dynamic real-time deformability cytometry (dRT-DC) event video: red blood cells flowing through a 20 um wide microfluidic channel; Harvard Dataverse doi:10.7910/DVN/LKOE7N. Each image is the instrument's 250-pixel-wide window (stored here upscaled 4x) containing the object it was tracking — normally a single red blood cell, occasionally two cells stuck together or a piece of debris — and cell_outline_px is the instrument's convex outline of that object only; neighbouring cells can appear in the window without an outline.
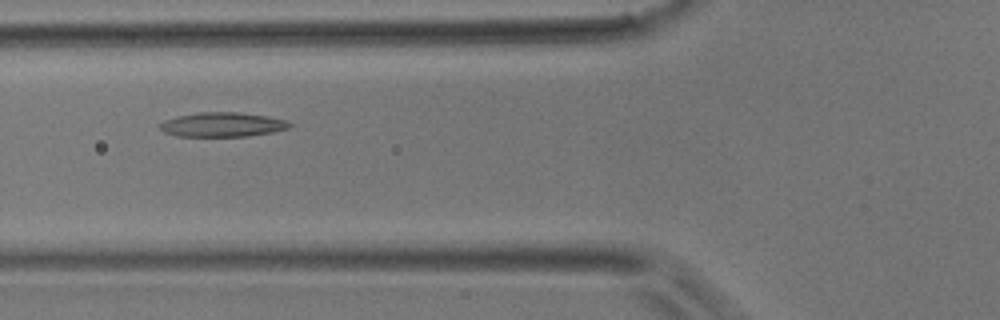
{"species": "common noctule bat (a hibernating species)", "species_latin": "Nyctalus noctula", "temperature_condition": "room temperature", "stored_images_in_passage": 6, "camera_frame_rate_fps": 3000, "um_per_image_px": 0.085, "animal": {"sex": "male", "body_mass_g": 17.9}, "frame": {"image": 1, "passage_image": 5, "time_ms": 1.333, "image_size_px": [1000, 320], "cell_outline_px": [[292, 128], [272, 132], [248, 136], [176, 136], [164, 132], [160, 128], [160, 124], [164, 120], [180, 116], [200, 112], [240, 112], [268, 116], [288, 120], [292, 124]], "centroid_in_image_um": [18.97, 10.59], "position_along_channel_um": 106.8, "area_um2": 18.5}}
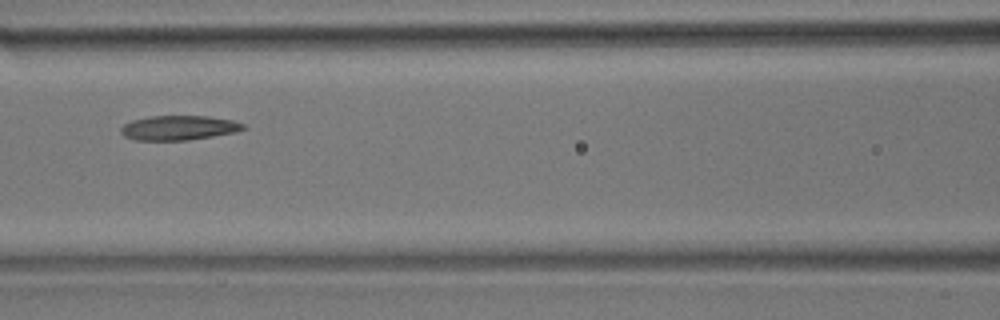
{"frame": {"image": 2, "passage_image": 6, "time_ms": 1.667, "image_size_px": [1000, 320], "cell_outline_px": [[248, 128], [236, 132], [188, 140], [136, 140], [124, 136], [120, 132], [120, 128], [124, 124], [132, 120], [152, 116], [208, 116], [232, 120], [244, 124]], "centroid_in_image_um": [15.2, 10.86], "position_along_channel_um": 151.4, "area_um2": 17.51}}